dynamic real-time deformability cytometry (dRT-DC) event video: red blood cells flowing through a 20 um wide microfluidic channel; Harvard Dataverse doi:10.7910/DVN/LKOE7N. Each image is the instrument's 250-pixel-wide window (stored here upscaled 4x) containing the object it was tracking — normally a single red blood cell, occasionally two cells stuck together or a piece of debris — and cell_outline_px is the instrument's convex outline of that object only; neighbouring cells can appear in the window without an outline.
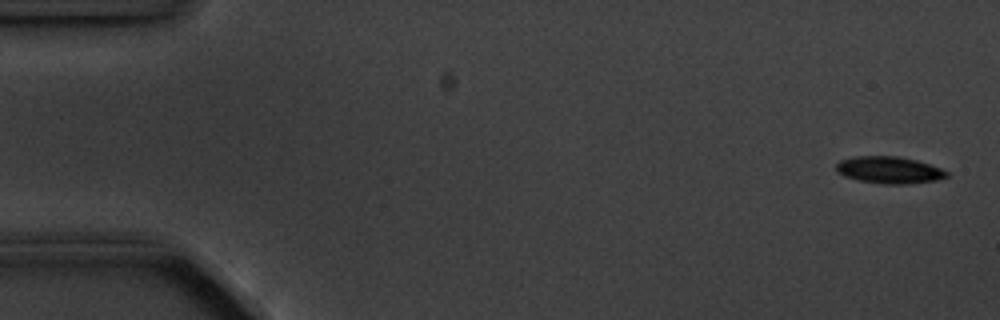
{"species": "common noctule bat (a hibernating species)", "species_latin": "Nyctalus noctula", "temperature_condition": "cold", "stored_images_in_passage": 4, "camera_frame_rate_fps": 3000, "um_per_image_px": 0.085, "animal": {"sex": "male", "body_mass_g": 20.1, "forearm_length_mm": 53.5}, "frame": {"image": 1, "passage_image": 1, "time_ms": 0.0, "image_size_px": [1000, 320], "cell_outline_px": [[948, 176], [936, 180], [904, 184], [884, 184], [860, 180], [844, 176], [836, 168], [836, 164], [840, 160], [852, 156], [900, 156], [916, 160], [940, 168], [948, 172]], "centroid_in_image_um": [75.57, 14.44], "position_along_channel_um": 9.4, "area_um2": 17.17}}